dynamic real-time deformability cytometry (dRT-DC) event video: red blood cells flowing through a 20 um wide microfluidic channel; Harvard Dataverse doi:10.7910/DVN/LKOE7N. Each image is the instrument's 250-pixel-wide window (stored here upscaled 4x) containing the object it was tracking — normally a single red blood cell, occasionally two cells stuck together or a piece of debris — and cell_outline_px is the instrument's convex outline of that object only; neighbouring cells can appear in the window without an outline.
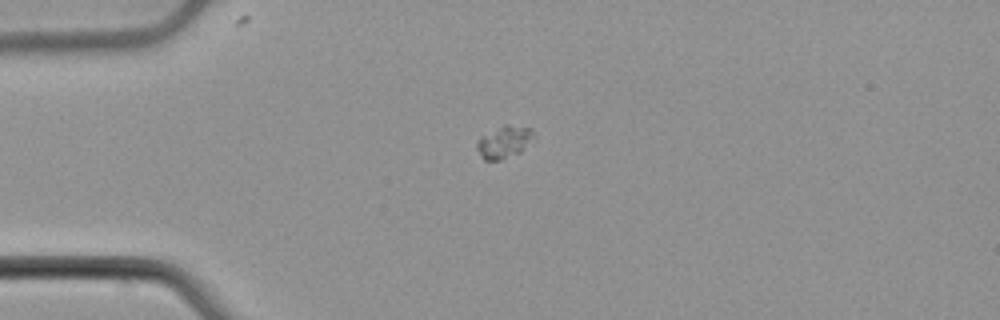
{"species": "common noctule bat (a hibernating species)", "species_latin": "Nyctalus noctula", "temperature_condition": "cold", "stored_images_in_passage": 50, "camera_frame_rate_fps": 3000, "um_per_image_px": 0.085, "animal": {"sex": "male", "body_mass_g": 21.5, "forearm_length_mm": 52.0}, "frame": {"image": 1, "passage_image": 10, "time_ms": 3.0, "image_size_px": [1000, 320], "cell_outline_px": [[536, 136], [520, 152], [500, 160], [484, 160], [476, 148], [476, 140], [480, 136], [504, 124], [508, 124], [532, 128]], "centroid_in_image_um": [42.85, 12.05], "position_along_channel_um": 42.2, "area_um2": 10.81}}
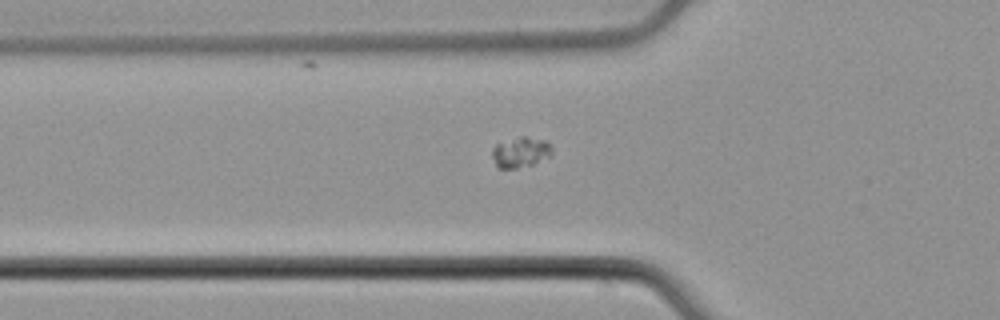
{"frame": {"image": 2, "passage_image": 15, "time_ms": 4.667, "image_size_px": [1000, 320], "cell_outline_px": [[552, 156], [532, 164], [516, 168], [500, 168], [496, 164], [492, 156], [492, 148], [496, 144], [520, 136], [524, 136], [544, 140], [552, 148]], "centroid_in_image_um": [44.25, 12.93], "position_along_channel_um": 81.5, "area_um2": 10.46}}